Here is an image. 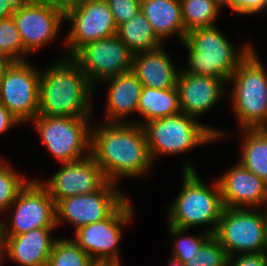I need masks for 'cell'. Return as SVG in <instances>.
<instances>
[{
    "label": "cell",
    "instance_id": "obj_1",
    "mask_svg": "<svg viewBox=\"0 0 267 266\" xmlns=\"http://www.w3.org/2000/svg\"><path fill=\"white\" fill-rule=\"evenodd\" d=\"M92 125L90 155L108 182L118 184L120 178L139 179L150 174L154 163L142 125L107 122Z\"/></svg>",
    "mask_w": 267,
    "mask_h": 266
},
{
    "label": "cell",
    "instance_id": "obj_2",
    "mask_svg": "<svg viewBox=\"0 0 267 266\" xmlns=\"http://www.w3.org/2000/svg\"><path fill=\"white\" fill-rule=\"evenodd\" d=\"M51 64L40 70L38 115L92 116L91 102L96 87L78 63L71 56L62 55Z\"/></svg>",
    "mask_w": 267,
    "mask_h": 266
},
{
    "label": "cell",
    "instance_id": "obj_3",
    "mask_svg": "<svg viewBox=\"0 0 267 266\" xmlns=\"http://www.w3.org/2000/svg\"><path fill=\"white\" fill-rule=\"evenodd\" d=\"M181 43L188 53V65L180 71L212 76L226 84L239 63L254 48L250 42L242 44L240 49L236 48L216 25L188 31Z\"/></svg>",
    "mask_w": 267,
    "mask_h": 266
},
{
    "label": "cell",
    "instance_id": "obj_4",
    "mask_svg": "<svg viewBox=\"0 0 267 266\" xmlns=\"http://www.w3.org/2000/svg\"><path fill=\"white\" fill-rule=\"evenodd\" d=\"M182 178L179 194L167 207L168 225L190 230L207 224L210 227L203 231L213 235L224 209L217 180L214 179L208 187L189 161L183 165Z\"/></svg>",
    "mask_w": 267,
    "mask_h": 266
},
{
    "label": "cell",
    "instance_id": "obj_5",
    "mask_svg": "<svg viewBox=\"0 0 267 266\" xmlns=\"http://www.w3.org/2000/svg\"><path fill=\"white\" fill-rule=\"evenodd\" d=\"M263 63L253 48L227 81L231 88L226 96L239 129L267 128V68Z\"/></svg>",
    "mask_w": 267,
    "mask_h": 266
},
{
    "label": "cell",
    "instance_id": "obj_6",
    "mask_svg": "<svg viewBox=\"0 0 267 266\" xmlns=\"http://www.w3.org/2000/svg\"><path fill=\"white\" fill-rule=\"evenodd\" d=\"M143 129L152 162L160 156L187 153L225 137L223 130L201 124L197 118L179 113L144 123Z\"/></svg>",
    "mask_w": 267,
    "mask_h": 266
},
{
    "label": "cell",
    "instance_id": "obj_7",
    "mask_svg": "<svg viewBox=\"0 0 267 266\" xmlns=\"http://www.w3.org/2000/svg\"><path fill=\"white\" fill-rule=\"evenodd\" d=\"M92 116L52 117L37 115L34 125L41 141L59 163L78 161L90 155Z\"/></svg>",
    "mask_w": 267,
    "mask_h": 266
},
{
    "label": "cell",
    "instance_id": "obj_8",
    "mask_svg": "<svg viewBox=\"0 0 267 266\" xmlns=\"http://www.w3.org/2000/svg\"><path fill=\"white\" fill-rule=\"evenodd\" d=\"M227 257L267 249L265 209L224 207L215 233Z\"/></svg>",
    "mask_w": 267,
    "mask_h": 266
},
{
    "label": "cell",
    "instance_id": "obj_9",
    "mask_svg": "<svg viewBox=\"0 0 267 266\" xmlns=\"http://www.w3.org/2000/svg\"><path fill=\"white\" fill-rule=\"evenodd\" d=\"M128 197L104 220L81 226L71 238L95 262L122 266L119 249L123 228L134 219ZM119 247V248H118Z\"/></svg>",
    "mask_w": 267,
    "mask_h": 266
},
{
    "label": "cell",
    "instance_id": "obj_10",
    "mask_svg": "<svg viewBox=\"0 0 267 266\" xmlns=\"http://www.w3.org/2000/svg\"><path fill=\"white\" fill-rule=\"evenodd\" d=\"M9 209L6 213L10 222L0 218L5 236L21 235L38 228L57 227L55 202L39 179L32 177Z\"/></svg>",
    "mask_w": 267,
    "mask_h": 266
},
{
    "label": "cell",
    "instance_id": "obj_11",
    "mask_svg": "<svg viewBox=\"0 0 267 266\" xmlns=\"http://www.w3.org/2000/svg\"><path fill=\"white\" fill-rule=\"evenodd\" d=\"M70 24L65 36V56H72L83 45L117 35V25L106 0H84L64 13Z\"/></svg>",
    "mask_w": 267,
    "mask_h": 266
},
{
    "label": "cell",
    "instance_id": "obj_12",
    "mask_svg": "<svg viewBox=\"0 0 267 266\" xmlns=\"http://www.w3.org/2000/svg\"><path fill=\"white\" fill-rule=\"evenodd\" d=\"M29 62H13L0 80V103L27 125L39 112L40 81V70Z\"/></svg>",
    "mask_w": 267,
    "mask_h": 266
},
{
    "label": "cell",
    "instance_id": "obj_13",
    "mask_svg": "<svg viewBox=\"0 0 267 266\" xmlns=\"http://www.w3.org/2000/svg\"><path fill=\"white\" fill-rule=\"evenodd\" d=\"M71 57L96 87L105 79L131 71L133 53L114 35L83 45Z\"/></svg>",
    "mask_w": 267,
    "mask_h": 266
},
{
    "label": "cell",
    "instance_id": "obj_14",
    "mask_svg": "<svg viewBox=\"0 0 267 266\" xmlns=\"http://www.w3.org/2000/svg\"><path fill=\"white\" fill-rule=\"evenodd\" d=\"M118 185L107 182L97 192L58 201L55 204L57 228L68 223L76 230L107 218L127 198Z\"/></svg>",
    "mask_w": 267,
    "mask_h": 266
},
{
    "label": "cell",
    "instance_id": "obj_15",
    "mask_svg": "<svg viewBox=\"0 0 267 266\" xmlns=\"http://www.w3.org/2000/svg\"><path fill=\"white\" fill-rule=\"evenodd\" d=\"M49 178L40 182L47 188L55 204L79 194L99 191L108 181L91 155L73 162L60 164Z\"/></svg>",
    "mask_w": 267,
    "mask_h": 266
},
{
    "label": "cell",
    "instance_id": "obj_16",
    "mask_svg": "<svg viewBox=\"0 0 267 266\" xmlns=\"http://www.w3.org/2000/svg\"><path fill=\"white\" fill-rule=\"evenodd\" d=\"M24 49L32 54L56 41L64 23V12L37 0L12 15Z\"/></svg>",
    "mask_w": 267,
    "mask_h": 266
},
{
    "label": "cell",
    "instance_id": "obj_17",
    "mask_svg": "<svg viewBox=\"0 0 267 266\" xmlns=\"http://www.w3.org/2000/svg\"><path fill=\"white\" fill-rule=\"evenodd\" d=\"M215 179L219 184L224 207H267V183L240 163L233 164Z\"/></svg>",
    "mask_w": 267,
    "mask_h": 266
},
{
    "label": "cell",
    "instance_id": "obj_18",
    "mask_svg": "<svg viewBox=\"0 0 267 266\" xmlns=\"http://www.w3.org/2000/svg\"><path fill=\"white\" fill-rule=\"evenodd\" d=\"M181 112L195 118L207 114L221 98L226 97L227 84L219 78L180 71L177 79ZM206 112V113H205Z\"/></svg>",
    "mask_w": 267,
    "mask_h": 266
},
{
    "label": "cell",
    "instance_id": "obj_19",
    "mask_svg": "<svg viewBox=\"0 0 267 266\" xmlns=\"http://www.w3.org/2000/svg\"><path fill=\"white\" fill-rule=\"evenodd\" d=\"M101 82L108 84L104 109L105 120L102 121L107 123H133L130 115L137 113L143 87L137 76L129 71Z\"/></svg>",
    "mask_w": 267,
    "mask_h": 266
},
{
    "label": "cell",
    "instance_id": "obj_20",
    "mask_svg": "<svg viewBox=\"0 0 267 266\" xmlns=\"http://www.w3.org/2000/svg\"><path fill=\"white\" fill-rule=\"evenodd\" d=\"M57 227L30 230L16 236H5V255L21 266H47L48 257L56 237L52 232Z\"/></svg>",
    "mask_w": 267,
    "mask_h": 266
},
{
    "label": "cell",
    "instance_id": "obj_21",
    "mask_svg": "<svg viewBox=\"0 0 267 266\" xmlns=\"http://www.w3.org/2000/svg\"><path fill=\"white\" fill-rule=\"evenodd\" d=\"M165 46L133 54L131 71L143 86L154 89L175 88L181 69L173 64Z\"/></svg>",
    "mask_w": 267,
    "mask_h": 266
},
{
    "label": "cell",
    "instance_id": "obj_22",
    "mask_svg": "<svg viewBox=\"0 0 267 266\" xmlns=\"http://www.w3.org/2000/svg\"><path fill=\"white\" fill-rule=\"evenodd\" d=\"M140 11L152 25L156 36L163 42L177 36L185 39V25L180 0H141Z\"/></svg>",
    "mask_w": 267,
    "mask_h": 266
},
{
    "label": "cell",
    "instance_id": "obj_23",
    "mask_svg": "<svg viewBox=\"0 0 267 266\" xmlns=\"http://www.w3.org/2000/svg\"><path fill=\"white\" fill-rule=\"evenodd\" d=\"M137 113L141 118H132L133 123L143 125L148 121L162 119L181 113L177 87L154 89L143 86L140 94Z\"/></svg>",
    "mask_w": 267,
    "mask_h": 266
},
{
    "label": "cell",
    "instance_id": "obj_24",
    "mask_svg": "<svg viewBox=\"0 0 267 266\" xmlns=\"http://www.w3.org/2000/svg\"><path fill=\"white\" fill-rule=\"evenodd\" d=\"M240 132L243 139L237 162L267 183V128H244Z\"/></svg>",
    "mask_w": 267,
    "mask_h": 266
},
{
    "label": "cell",
    "instance_id": "obj_25",
    "mask_svg": "<svg viewBox=\"0 0 267 266\" xmlns=\"http://www.w3.org/2000/svg\"><path fill=\"white\" fill-rule=\"evenodd\" d=\"M117 36L133 54L152 51L164 44L141 11L130 21L118 26Z\"/></svg>",
    "mask_w": 267,
    "mask_h": 266
},
{
    "label": "cell",
    "instance_id": "obj_26",
    "mask_svg": "<svg viewBox=\"0 0 267 266\" xmlns=\"http://www.w3.org/2000/svg\"><path fill=\"white\" fill-rule=\"evenodd\" d=\"M185 34L196 28L216 25L222 9L213 0H180Z\"/></svg>",
    "mask_w": 267,
    "mask_h": 266
},
{
    "label": "cell",
    "instance_id": "obj_27",
    "mask_svg": "<svg viewBox=\"0 0 267 266\" xmlns=\"http://www.w3.org/2000/svg\"><path fill=\"white\" fill-rule=\"evenodd\" d=\"M95 261L71 238L55 240L48 257L47 266H92Z\"/></svg>",
    "mask_w": 267,
    "mask_h": 266
},
{
    "label": "cell",
    "instance_id": "obj_28",
    "mask_svg": "<svg viewBox=\"0 0 267 266\" xmlns=\"http://www.w3.org/2000/svg\"><path fill=\"white\" fill-rule=\"evenodd\" d=\"M0 155V216L7 212L20 190L31 179L15 170Z\"/></svg>",
    "mask_w": 267,
    "mask_h": 266
},
{
    "label": "cell",
    "instance_id": "obj_29",
    "mask_svg": "<svg viewBox=\"0 0 267 266\" xmlns=\"http://www.w3.org/2000/svg\"><path fill=\"white\" fill-rule=\"evenodd\" d=\"M0 53L14 62L29 60L12 16L0 19Z\"/></svg>",
    "mask_w": 267,
    "mask_h": 266
},
{
    "label": "cell",
    "instance_id": "obj_30",
    "mask_svg": "<svg viewBox=\"0 0 267 266\" xmlns=\"http://www.w3.org/2000/svg\"><path fill=\"white\" fill-rule=\"evenodd\" d=\"M188 231L168 225L170 239H174L171 256L179 259L182 263L187 262L188 258L196 253L202 244L212 235L205 231L198 233V235L195 234V236L185 235L189 233Z\"/></svg>",
    "mask_w": 267,
    "mask_h": 266
},
{
    "label": "cell",
    "instance_id": "obj_31",
    "mask_svg": "<svg viewBox=\"0 0 267 266\" xmlns=\"http://www.w3.org/2000/svg\"><path fill=\"white\" fill-rule=\"evenodd\" d=\"M226 260L224 248L217 238L211 235L184 264L185 266H222Z\"/></svg>",
    "mask_w": 267,
    "mask_h": 266
},
{
    "label": "cell",
    "instance_id": "obj_32",
    "mask_svg": "<svg viewBox=\"0 0 267 266\" xmlns=\"http://www.w3.org/2000/svg\"><path fill=\"white\" fill-rule=\"evenodd\" d=\"M117 27L134 18L141 9V0H106Z\"/></svg>",
    "mask_w": 267,
    "mask_h": 266
},
{
    "label": "cell",
    "instance_id": "obj_33",
    "mask_svg": "<svg viewBox=\"0 0 267 266\" xmlns=\"http://www.w3.org/2000/svg\"><path fill=\"white\" fill-rule=\"evenodd\" d=\"M228 7L239 15H260L267 11V0H230Z\"/></svg>",
    "mask_w": 267,
    "mask_h": 266
},
{
    "label": "cell",
    "instance_id": "obj_34",
    "mask_svg": "<svg viewBox=\"0 0 267 266\" xmlns=\"http://www.w3.org/2000/svg\"><path fill=\"white\" fill-rule=\"evenodd\" d=\"M226 261L227 266H267V252L237 254Z\"/></svg>",
    "mask_w": 267,
    "mask_h": 266
},
{
    "label": "cell",
    "instance_id": "obj_35",
    "mask_svg": "<svg viewBox=\"0 0 267 266\" xmlns=\"http://www.w3.org/2000/svg\"><path fill=\"white\" fill-rule=\"evenodd\" d=\"M32 0H0V19L8 18L15 11L26 7Z\"/></svg>",
    "mask_w": 267,
    "mask_h": 266
},
{
    "label": "cell",
    "instance_id": "obj_36",
    "mask_svg": "<svg viewBox=\"0 0 267 266\" xmlns=\"http://www.w3.org/2000/svg\"><path fill=\"white\" fill-rule=\"evenodd\" d=\"M19 125H22L21 121L0 103V135Z\"/></svg>",
    "mask_w": 267,
    "mask_h": 266
},
{
    "label": "cell",
    "instance_id": "obj_37",
    "mask_svg": "<svg viewBox=\"0 0 267 266\" xmlns=\"http://www.w3.org/2000/svg\"><path fill=\"white\" fill-rule=\"evenodd\" d=\"M37 1L45 3L51 7L60 9L65 13L67 10L77 6L78 4H81L84 0H37Z\"/></svg>",
    "mask_w": 267,
    "mask_h": 266
},
{
    "label": "cell",
    "instance_id": "obj_38",
    "mask_svg": "<svg viewBox=\"0 0 267 266\" xmlns=\"http://www.w3.org/2000/svg\"><path fill=\"white\" fill-rule=\"evenodd\" d=\"M5 247H6L5 232H4V227H3L2 221L0 219V266L3 265L4 256L6 258Z\"/></svg>",
    "mask_w": 267,
    "mask_h": 266
},
{
    "label": "cell",
    "instance_id": "obj_39",
    "mask_svg": "<svg viewBox=\"0 0 267 266\" xmlns=\"http://www.w3.org/2000/svg\"><path fill=\"white\" fill-rule=\"evenodd\" d=\"M13 62L10 58L0 53V80Z\"/></svg>",
    "mask_w": 267,
    "mask_h": 266
},
{
    "label": "cell",
    "instance_id": "obj_40",
    "mask_svg": "<svg viewBox=\"0 0 267 266\" xmlns=\"http://www.w3.org/2000/svg\"><path fill=\"white\" fill-rule=\"evenodd\" d=\"M171 258L168 259L167 263L168 266H185L184 263H182L179 259L174 258L172 256H170Z\"/></svg>",
    "mask_w": 267,
    "mask_h": 266
},
{
    "label": "cell",
    "instance_id": "obj_41",
    "mask_svg": "<svg viewBox=\"0 0 267 266\" xmlns=\"http://www.w3.org/2000/svg\"><path fill=\"white\" fill-rule=\"evenodd\" d=\"M221 9L225 7V5L228 7L230 0H213Z\"/></svg>",
    "mask_w": 267,
    "mask_h": 266
},
{
    "label": "cell",
    "instance_id": "obj_42",
    "mask_svg": "<svg viewBox=\"0 0 267 266\" xmlns=\"http://www.w3.org/2000/svg\"><path fill=\"white\" fill-rule=\"evenodd\" d=\"M92 266H119V265H116V264H113V263H98V262H95Z\"/></svg>",
    "mask_w": 267,
    "mask_h": 266
},
{
    "label": "cell",
    "instance_id": "obj_43",
    "mask_svg": "<svg viewBox=\"0 0 267 266\" xmlns=\"http://www.w3.org/2000/svg\"><path fill=\"white\" fill-rule=\"evenodd\" d=\"M265 215H266V224H267V207L265 208ZM267 252V249H266Z\"/></svg>",
    "mask_w": 267,
    "mask_h": 266
}]
</instances>
